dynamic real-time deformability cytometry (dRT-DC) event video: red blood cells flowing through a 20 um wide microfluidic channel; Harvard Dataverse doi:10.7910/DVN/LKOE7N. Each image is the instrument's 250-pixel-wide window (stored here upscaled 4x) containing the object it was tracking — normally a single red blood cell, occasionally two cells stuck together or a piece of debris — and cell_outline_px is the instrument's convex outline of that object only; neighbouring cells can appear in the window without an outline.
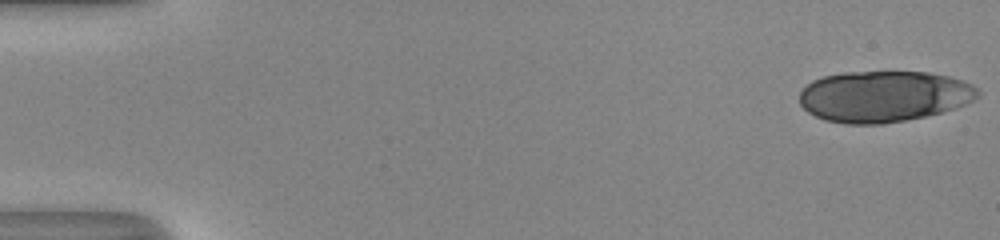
{"species": "human", "species_latin": "Homo sapiens", "temperature_condition": "room temperature", "stored_images_in_passage": 19, "camera_frame_rate_fps": 3000, "um_per_image_px": 0.085, "donor": {"sex": "male"}, "frame": {"image": 1, "passage_image": 1, "time_ms": 0.0, "image_size_px": [1000, 240], "cell_outline_px": [[980, 96], [956, 108], [924, 116], [884, 124], [844, 124], [824, 120], [808, 112], [800, 104], [800, 92], [812, 80], [824, 76], [844, 72], [928, 72], [948, 76], [972, 84], [980, 92]], "centroid_in_image_um": [75.11, 8.19], "position_along_channel_um": 9.9, "area_um2": 53.12}}